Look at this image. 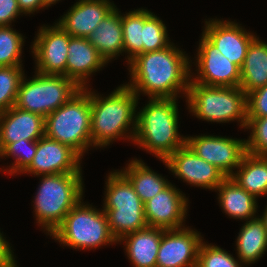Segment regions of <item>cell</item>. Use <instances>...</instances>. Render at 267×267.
Wrapping results in <instances>:
<instances>
[{
    "label": "cell",
    "instance_id": "obj_1",
    "mask_svg": "<svg viewBox=\"0 0 267 267\" xmlns=\"http://www.w3.org/2000/svg\"><path fill=\"white\" fill-rule=\"evenodd\" d=\"M185 53L171 43L164 49L138 54L129 62L132 81L126 85L138 97L143 92L149 98L177 99L181 91L186 96L192 71Z\"/></svg>",
    "mask_w": 267,
    "mask_h": 267
},
{
    "label": "cell",
    "instance_id": "obj_2",
    "mask_svg": "<svg viewBox=\"0 0 267 267\" xmlns=\"http://www.w3.org/2000/svg\"><path fill=\"white\" fill-rule=\"evenodd\" d=\"M138 99V96L126 84L117 87L107 97H101L98 93L91 91L92 147H105L122 136L134 139ZM130 126H132V131Z\"/></svg>",
    "mask_w": 267,
    "mask_h": 267
},
{
    "label": "cell",
    "instance_id": "obj_3",
    "mask_svg": "<svg viewBox=\"0 0 267 267\" xmlns=\"http://www.w3.org/2000/svg\"><path fill=\"white\" fill-rule=\"evenodd\" d=\"M176 100L150 98L136 116L134 143L162 161L186 144V137L178 133Z\"/></svg>",
    "mask_w": 267,
    "mask_h": 267
},
{
    "label": "cell",
    "instance_id": "obj_4",
    "mask_svg": "<svg viewBox=\"0 0 267 267\" xmlns=\"http://www.w3.org/2000/svg\"><path fill=\"white\" fill-rule=\"evenodd\" d=\"M35 196L34 212L39 226L48 235L62 223L83 196L82 173L42 175Z\"/></svg>",
    "mask_w": 267,
    "mask_h": 267
},
{
    "label": "cell",
    "instance_id": "obj_5",
    "mask_svg": "<svg viewBox=\"0 0 267 267\" xmlns=\"http://www.w3.org/2000/svg\"><path fill=\"white\" fill-rule=\"evenodd\" d=\"M45 136L75 150L81 157L91 146V89L82 88L45 117Z\"/></svg>",
    "mask_w": 267,
    "mask_h": 267
},
{
    "label": "cell",
    "instance_id": "obj_6",
    "mask_svg": "<svg viewBox=\"0 0 267 267\" xmlns=\"http://www.w3.org/2000/svg\"><path fill=\"white\" fill-rule=\"evenodd\" d=\"M186 102L198 119L226 123L238 120L247 126V95L240 87L204 86L190 80Z\"/></svg>",
    "mask_w": 267,
    "mask_h": 267
},
{
    "label": "cell",
    "instance_id": "obj_7",
    "mask_svg": "<svg viewBox=\"0 0 267 267\" xmlns=\"http://www.w3.org/2000/svg\"><path fill=\"white\" fill-rule=\"evenodd\" d=\"M106 179L103 211L107 215L110 231L119 241L122 237L148 227L144 203L130 181L119 171Z\"/></svg>",
    "mask_w": 267,
    "mask_h": 267
},
{
    "label": "cell",
    "instance_id": "obj_8",
    "mask_svg": "<svg viewBox=\"0 0 267 267\" xmlns=\"http://www.w3.org/2000/svg\"><path fill=\"white\" fill-rule=\"evenodd\" d=\"M83 203L80 200L50 236L74 249H94L117 243L103 209L99 211L92 205Z\"/></svg>",
    "mask_w": 267,
    "mask_h": 267
},
{
    "label": "cell",
    "instance_id": "obj_9",
    "mask_svg": "<svg viewBox=\"0 0 267 267\" xmlns=\"http://www.w3.org/2000/svg\"><path fill=\"white\" fill-rule=\"evenodd\" d=\"M25 80L24 76L14 106L44 118L82 89L73 79L64 75L36 72L31 80Z\"/></svg>",
    "mask_w": 267,
    "mask_h": 267
},
{
    "label": "cell",
    "instance_id": "obj_10",
    "mask_svg": "<svg viewBox=\"0 0 267 267\" xmlns=\"http://www.w3.org/2000/svg\"><path fill=\"white\" fill-rule=\"evenodd\" d=\"M186 144L208 163L218 168L225 177H230L247 153L246 140L201 135L186 137Z\"/></svg>",
    "mask_w": 267,
    "mask_h": 267
},
{
    "label": "cell",
    "instance_id": "obj_11",
    "mask_svg": "<svg viewBox=\"0 0 267 267\" xmlns=\"http://www.w3.org/2000/svg\"><path fill=\"white\" fill-rule=\"evenodd\" d=\"M31 47L36 61V71L45 75L67 77L69 34L57 23L40 27Z\"/></svg>",
    "mask_w": 267,
    "mask_h": 267
},
{
    "label": "cell",
    "instance_id": "obj_12",
    "mask_svg": "<svg viewBox=\"0 0 267 267\" xmlns=\"http://www.w3.org/2000/svg\"><path fill=\"white\" fill-rule=\"evenodd\" d=\"M196 77L191 81L204 86L239 87L240 68L232 63L203 34L199 41Z\"/></svg>",
    "mask_w": 267,
    "mask_h": 267
},
{
    "label": "cell",
    "instance_id": "obj_13",
    "mask_svg": "<svg viewBox=\"0 0 267 267\" xmlns=\"http://www.w3.org/2000/svg\"><path fill=\"white\" fill-rule=\"evenodd\" d=\"M163 163L175 176L200 188L214 190L226 178L218 168L198 157L187 144L163 160Z\"/></svg>",
    "mask_w": 267,
    "mask_h": 267
},
{
    "label": "cell",
    "instance_id": "obj_14",
    "mask_svg": "<svg viewBox=\"0 0 267 267\" xmlns=\"http://www.w3.org/2000/svg\"><path fill=\"white\" fill-rule=\"evenodd\" d=\"M202 236L191 228L163 229L156 267H196Z\"/></svg>",
    "mask_w": 267,
    "mask_h": 267
},
{
    "label": "cell",
    "instance_id": "obj_15",
    "mask_svg": "<svg viewBox=\"0 0 267 267\" xmlns=\"http://www.w3.org/2000/svg\"><path fill=\"white\" fill-rule=\"evenodd\" d=\"M82 158L71 147L44 135L37 141L36 154L31 164L22 173L34 176L82 173L80 166Z\"/></svg>",
    "mask_w": 267,
    "mask_h": 267
},
{
    "label": "cell",
    "instance_id": "obj_16",
    "mask_svg": "<svg viewBox=\"0 0 267 267\" xmlns=\"http://www.w3.org/2000/svg\"><path fill=\"white\" fill-rule=\"evenodd\" d=\"M188 199L171 183L144 204L148 227L164 230L185 227Z\"/></svg>",
    "mask_w": 267,
    "mask_h": 267
},
{
    "label": "cell",
    "instance_id": "obj_17",
    "mask_svg": "<svg viewBox=\"0 0 267 267\" xmlns=\"http://www.w3.org/2000/svg\"><path fill=\"white\" fill-rule=\"evenodd\" d=\"M205 25L202 34L217 47L229 62L241 68L250 42L256 36L233 21L212 19L205 21Z\"/></svg>",
    "mask_w": 267,
    "mask_h": 267
},
{
    "label": "cell",
    "instance_id": "obj_18",
    "mask_svg": "<svg viewBox=\"0 0 267 267\" xmlns=\"http://www.w3.org/2000/svg\"><path fill=\"white\" fill-rule=\"evenodd\" d=\"M115 7L110 0H79L57 24L70 36L88 38Z\"/></svg>",
    "mask_w": 267,
    "mask_h": 267
},
{
    "label": "cell",
    "instance_id": "obj_19",
    "mask_svg": "<svg viewBox=\"0 0 267 267\" xmlns=\"http://www.w3.org/2000/svg\"><path fill=\"white\" fill-rule=\"evenodd\" d=\"M45 118L12 106L0 114V149L21 139L38 141L45 135Z\"/></svg>",
    "mask_w": 267,
    "mask_h": 267
},
{
    "label": "cell",
    "instance_id": "obj_20",
    "mask_svg": "<svg viewBox=\"0 0 267 267\" xmlns=\"http://www.w3.org/2000/svg\"><path fill=\"white\" fill-rule=\"evenodd\" d=\"M67 78L86 88L88 77L107 63L88 38L69 35Z\"/></svg>",
    "mask_w": 267,
    "mask_h": 267
},
{
    "label": "cell",
    "instance_id": "obj_21",
    "mask_svg": "<svg viewBox=\"0 0 267 267\" xmlns=\"http://www.w3.org/2000/svg\"><path fill=\"white\" fill-rule=\"evenodd\" d=\"M163 229L146 227L122 237L125 251L134 267H156Z\"/></svg>",
    "mask_w": 267,
    "mask_h": 267
},
{
    "label": "cell",
    "instance_id": "obj_22",
    "mask_svg": "<svg viewBox=\"0 0 267 267\" xmlns=\"http://www.w3.org/2000/svg\"><path fill=\"white\" fill-rule=\"evenodd\" d=\"M119 13L115 7L88 37L106 63L124 52L122 14Z\"/></svg>",
    "mask_w": 267,
    "mask_h": 267
},
{
    "label": "cell",
    "instance_id": "obj_23",
    "mask_svg": "<svg viewBox=\"0 0 267 267\" xmlns=\"http://www.w3.org/2000/svg\"><path fill=\"white\" fill-rule=\"evenodd\" d=\"M224 213L235 219L250 220L256 217L257 198L240 187L231 177H226L215 189Z\"/></svg>",
    "mask_w": 267,
    "mask_h": 267
},
{
    "label": "cell",
    "instance_id": "obj_24",
    "mask_svg": "<svg viewBox=\"0 0 267 267\" xmlns=\"http://www.w3.org/2000/svg\"><path fill=\"white\" fill-rule=\"evenodd\" d=\"M240 74L239 87L246 95L267 85V43L257 36L250 42Z\"/></svg>",
    "mask_w": 267,
    "mask_h": 267
},
{
    "label": "cell",
    "instance_id": "obj_25",
    "mask_svg": "<svg viewBox=\"0 0 267 267\" xmlns=\"http://www.w3.org/2000/svg\"><path fill=\"white\" fill-rule=\"evenodd\" d=\"M230 177L255 198L267 195V156L245 154L239 167Z\"/></svg>",
    "mask_w": 267,
    "mask_h": 267
},
{
    "label": "cell",
    "instance_id": "obj_26",
    "mask_svg": "<svg viewBox=\"0 0 267 267\" xmlns=\"http://www.w3.org/2000/svg\"><path fill=\"white\" fill-rule=\"evenodd\" d=\"M236 239L237 256L241 264H250L262 257L267 249V229L258 217L247 220Z\"/></svg>",
    "mask_w": 267,
    "mask_h": 267
},
{
    "label": "cell",
    "instance_id": "obj_27",
    "mask_svg": "<svg viewBox=\"0 0 267 267\" xmlns=\"http://www.w3.org/2000/svg\"><path fill=\"white\" fill-rule=\"evenodd\" d=\"M132 184L136 194L145 204L170 183L165 177L155 173L142 160L134 159L120 171Z\"/></svg>",
    "mask_w": 267,
    "mask_h": 267
},
{
    "label": "cell",
    "instance_id": "obj_28",
    "mask_svg": "<svg viewBox=\"0 0 267 267\" xmlns=\"http://www.w3.org/2000/svg\"><path fill=\"white\" fill-rule=\"evenodd\" d=\"M122 14L123 44L127 55V63L138 54L143 53V9Z\"/></svg>",
    "mask_w": 267,
    "mask_h": 267
},
{
    "label": "cell",
    "instance_id": "obj_29",
    "mask_svg": "<svg viewBox=\"0 0 267 267\" xmlns=\"http://www.w3.org/2000/svg\"><path fill=\"white\" fill-rule=\"evenodd\" d=\"M162 20L150 11L143 9V53L168 47L171 42Z\"/></svg>",
    "mask_w": 267,
    "mask_h": 267
},
{
    "label": "cell",
    "instance_id": "obj_30",
    "mask_svg": "<svg viewBox=\"0 0 267 267\" xmlns=\"http://www.w3.org/2000/svg\"><path fill=\"white\" fill-rule=\"evenodd\" d=\"M24 75L22 66L0 67V114L14 106Z\"/></svg>",
    "mask_w": 267,
    "mask_h": 267
},
{
    "label": "cell",
    "instance_id": "obj_31",
    "mask_svg": "<svg viewBox=\"0 0 267 267\" xmlns=\"http://www.w3.org/2000/svg\"><path fill=\"white\" fill-rule=\"evenodd\" d=\"M23 36L11 26H0V67L22 66Z\"/></svg>",
    "mask_w": 267,
    "mask_h": 267
},
{
    "label": "cell",
    "instance_id": "obj_32",
    "mask_svg": "<svg viewBox=\"0 0 267 267\" xmlns=\"http://www.w3.org/2000/svg\"><path fill=\"white\" fill-rule=\"evenodd\" d=\"M3 157H14L15 162L12 163L11 168L4 169L7 170L11 175L17 172L22 173L32 162L34 155L37 150V141H28L21 139L14 143L6 144L2 149Z\"/></svg>",
    "mask_w": 267,
    "mask_h": 267
},
{
    "label": "cell",
    "instance_id": "obj_33",
    "mask_svg": "<svg viewBox=\"0 0 267 267\" xmlns=\"http://www.w3.org/2000/svg\"><path fill=\"white\" fill-rule=\"evenodd\" d=\"M239 259L235 258L222 248L201 242L198 250L196 267H241Z\"/></svg>",
    "mask_w": 267,
    "mask_h": 267
},
{
    "label": "cell",
    "instance_id": "obj_34",
    "mask_svg": "<svg viewBox=\"0 0 267 267\" xmlns=\"http://www.w3.org/2000/svg\"><path fill=\"white\" fill-rule=\"evenodd\" d=\"M246 129L251 130L246 140L247 152L267 156V117L247 118Z\"/></svg>",
    "mask_w": 267,
    "mask_h": 267
},
{
    "label": "cell",
    "instance_id": "obj_35",
    "mask_svg": "<svg viewBox=\"0 0 267 267\" xmlns=\"http://www.w3.org/2000/svg\"><path fill=\"white\" fill-rule=\"evenodd\" d=\"M267 117V85L247 94V118Z\"/></svg>",
    "mask_w": 267,
    "mask_h": 267
},
{
    "label": "cell",
    "instance_id": "obj_36",
    "mask_svg": "<svg viewBox=\"0 0 267 267\" xmlns=\"http://www.w3.org/2000/svg\"><path fill=\"white\" fill-rule=\"evenodd\" d=\"M21 13L17 0H0V26H10Z\"/></svg>",
    "mask_w": 267,
    "mask_h": 267
},
{
    "label": "cell",
    "instance_id": "obj_37",
    "mask_svg": "<svg viewBox=\"0 0 267 267\" xmlns=\"http://www.w3.org/2000/svg\"><path fill=\"white\" fill-rule=\"evenodd\" d=\"M16 264L11 246L0 231V267H14Z\"/></svg>",
    "mask_w": 267,
    "mask_h": 267
},
{
    "label": "cell",
    "instance_id": "obj_38",
    "mask_svg": "<svg viewBox=\"0 0 267 267\" xmlns=\"http://www.w3.org/2000/svg\"><path fill=\"white\" fill-rule=\"evenodd\" d=\"M23 14H32L39 9L45 8L42 0H17Z\"/></svg>",
    "mask_w": 267,
    "mask_h": 267
},
{
    "label": "cell",
    "instance_id": "obj_39",
    "mask_svg": "<svg viewBox=\"0 0 267 267\" xmlns=\"http://www.w3.org/2000/svg\"><path fill=\"white\" fill-rule=\"evenodd\" d=\"M259 218L263 221L264 226L267 229V206L266 209L264 210V213Z\"/></svg>",
    "mask_w": 267,
    "mask_h": 267
},
{
    "label": "cell",
    "instance_id": "obj_40",
    "mask_svg": "<svg viewBox=\"0 0 267 267\" xmlns=\"http://www.w3.org/2000/svg\"><path fill=\"white\" fill-rule=\"evenodd\" d=\"M58 1H60V0H42L43 5L45 7H49V6H51V4H54V3L58 2Z\"/></svg>",
    "mask_w": 267,
    "mask_h": 267
}]
</instances>
